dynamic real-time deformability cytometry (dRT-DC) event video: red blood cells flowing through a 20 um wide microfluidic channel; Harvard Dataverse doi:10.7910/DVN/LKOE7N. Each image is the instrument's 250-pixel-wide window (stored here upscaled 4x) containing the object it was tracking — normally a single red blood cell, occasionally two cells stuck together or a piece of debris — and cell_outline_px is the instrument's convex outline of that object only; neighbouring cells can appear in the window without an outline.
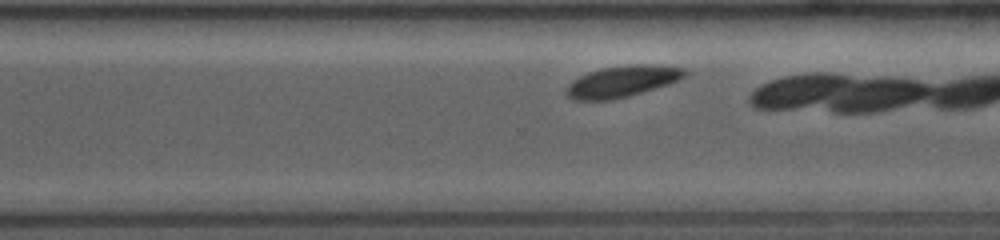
{"species": "common noctule bat (a hibernating species)", "species_latin": "Nyctalus noctula", "temperature_condition": "room temperature", "stored_images_in_passage": 37, "camera_frame_rate_fps": 4000, "um_per_image_px": 0.085, "animal": {"sex": "female", "body_mass_g": 19.0, "forearm_length_mm": 53.3}, "frame": {"image": 1, "passage_image": 27, "time_ms": 6.5, "image_size_px": [1000, 240], "cell_outline_px": [[688, 72], [680, 80], [668, 84], [628, 96], [612, 100], [576, 100], [568, 96], [564, 92], [568, 84], [572, 80], [588, 72], [604, 68], [628, 64], [652, 64], [684, 68]], "centroid_in_image_um": [52.88, 6.91], "position_along_channel_um": 317.7, "area_um2": 21.62}, "authors_computed_cell_mechanics": {"area_um2": 21.5016, "velocity_mm_per_s": 3.8846, "shape_relaxation_time_tau1_ms": 0.8736, "shape_relaxation_time_tau2_ms": 4.7661, "deformation_change_tau1": 0.0476, "deformation_change_tau2": 0.0575}}